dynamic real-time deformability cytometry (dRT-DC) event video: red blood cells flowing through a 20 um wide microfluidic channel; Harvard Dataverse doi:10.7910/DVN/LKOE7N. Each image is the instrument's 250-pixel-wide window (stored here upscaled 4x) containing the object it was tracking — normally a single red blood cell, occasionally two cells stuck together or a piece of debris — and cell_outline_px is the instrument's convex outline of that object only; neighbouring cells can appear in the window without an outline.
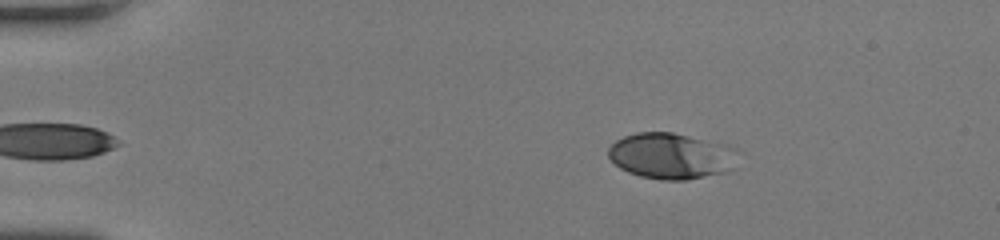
{"species": "human", "species_latin": "Homo sapiens", "temperature_condition": "room temperature", "stored_images_in_passage": 43, "camera_frame_rate_fps": 3000, "um_per_image_px": 0.085, "donor": {"sex": "female"}, "frame": {"image": 1, "passage_image": 2, "time_ms": 0.333, "image_size_px": [1000, 240], "cell_outline_px": [[736, 148], [724, 172], [684, 180], [660, 180], [640, 176], [628, 172], [620, 168], [608, 156], [608, 148], [616, 140], [624, 136], [636, 132], [672, 132], [724, 144]], "centroid_in_image_um": [56.92, 13.24], "position_along_channel_um": 28.1, "area_um2": 33.87}}
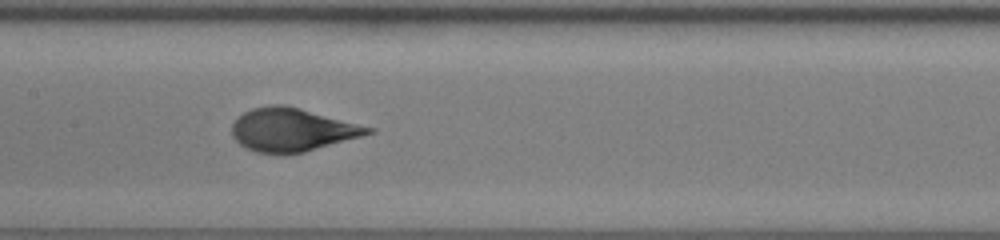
{"frame": {"image": 2, "passage_image": 19, "time_ms": 6.0, "image_size_px": [1000, 240], "cell_outline_px": [[376, 132], [304, 152], [280, 156], [256, 152], [240, 144], [232, 136], [232, 124], [236, 116], [252, 108], [272, 104], [284, 104], [300, 108], [376, 128]], "centroid_in_image_um": [24.81, 11.04], "position_along_channel_um": 182.6, "area_um2": 34.68}}
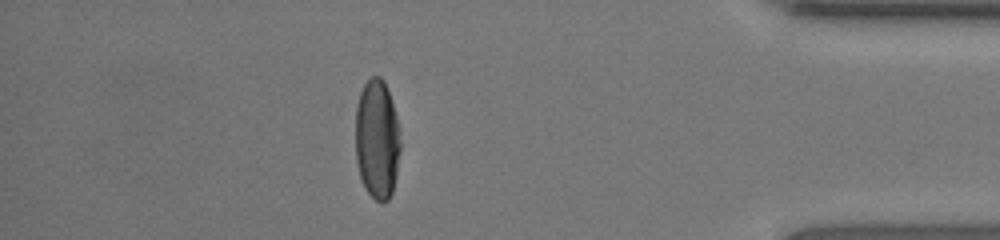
{"frame": {"image": 3, "passage_image": 37, "time_ms": 12.0, "image_size_px": [1000, 240], "cell_outline_px": [[400, 148], [396, 176], [392, 192], [388, 200], [384, 204], [380, 204], [364, 188], [360, 176], [356, 160], [356, 104], [360, 92], [364, 84], [372, 76], [380, 76], [384, 80], [396, 116], [400, 132]], "centroid_in_image_um": [32.05, 11.87], "position_along_channel_um": 403.2, "area_um2": 31.44}, "authors_computed_cell_mechanics": {"area_um2": 33.524, "velocity_mm_per_s": 4.2577, "shape_relaxation_time_tau1_ms": 4.1341, "shape_relaxation_time_tau2_ms": null, "deformation_change_tau1": 0.2259, "deformation_change_tau2": null}}